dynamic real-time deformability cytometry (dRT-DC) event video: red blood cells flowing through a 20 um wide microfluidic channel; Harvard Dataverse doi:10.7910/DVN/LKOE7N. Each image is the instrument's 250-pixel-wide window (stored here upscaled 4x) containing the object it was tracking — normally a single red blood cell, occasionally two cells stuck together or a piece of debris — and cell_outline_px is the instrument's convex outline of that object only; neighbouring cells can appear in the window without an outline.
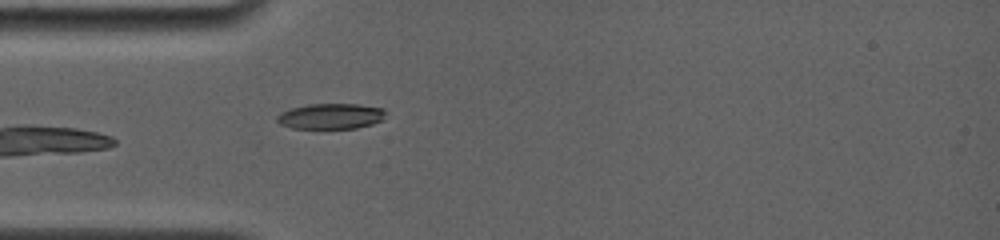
{"species": "common noctule bat (a hibernating species)", "species_latin": "Nyctalus noctula", "temperature_condition": "room temperature", "stored_images_in_passage": 31, "camera_frame_rate_fps": 4000, "um_per_image_px": 0.085, "animal": {"sex": "female", "body_mass_g": 19.0, "forearm_length_mm": 56.7}, "frame": {"image": 1, "passage_image": 5, "time_ms": 1.5, "image_size_px": [1000, 240], "cell_outline_px": [[384, 120], [372, 124], [356, 128], [292, 128], [280, 124], [276, 120], [276, 116], [280, 112], [288, 108], [308, 104], [356, 104], [384, 108]], "centroid_in_image_um": [28.08, 9.87], "position_along_channel_um": 56.9, "area_um2": 16.3}}
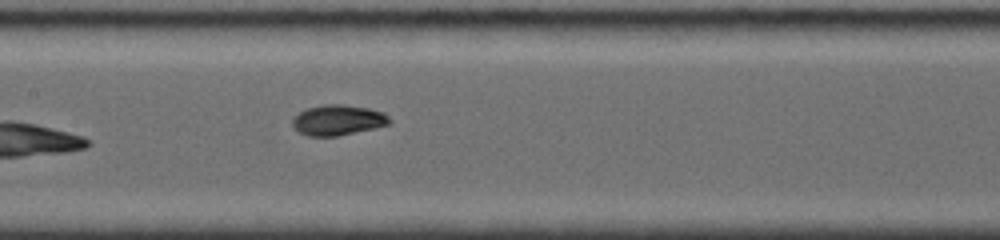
{"frame": {"image": 2, "passage_image": 14, "time_ms": 4.75, "image_size_px": [1000, 240], "cell_outline_px": [[392, 120], [388, 124], [376, 128], [340, 136], [308, 136], [300, 132], [292, 124], [292, 120], [300, 112], [308, 108], [324, 104], [344, 104], [368, 108], [384, 112]], "centroid_in_image_um": [28.77, 10.21], "position_along_channel_um": 178.6, "area_um2": 17.22}}
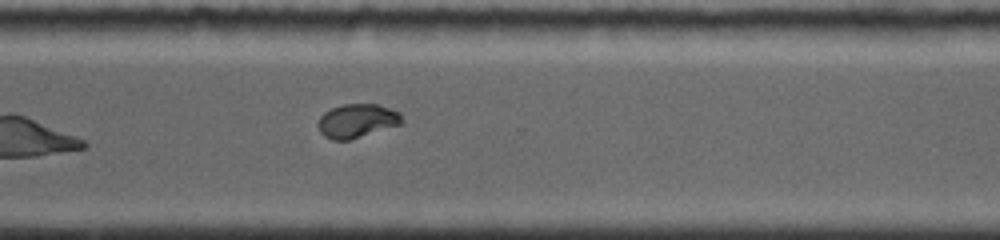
{"frame": {"image": 3, "passage_image": 25, "time_ms": 9.0, "image_size_px": [1000, 240], "cell_outline_px": [[404, 120], [400, 124], [348, 140], [332, 140], [324, 136], [320, 132], [316, 124], [320, 116], [324, 112], [332, 108], [344, 104], [380, 104], [400, 112]], "centroid_in_image_um": [30.33, 10.26], "position_along_channel_um": 340.3, "area_um2": 16.53}, "authors_computed_cell_mechanics": {"area_um2": 16.5886, "velocity_mm_per_s": 3.8074, "shape_relaxation_time_tau1_ms": 4.1446, "shape_relaxation_time_tau2_ms": 0.8143, "deformation_change_tau1": 0.1795, "deformation_change_tau2": 0.029}}